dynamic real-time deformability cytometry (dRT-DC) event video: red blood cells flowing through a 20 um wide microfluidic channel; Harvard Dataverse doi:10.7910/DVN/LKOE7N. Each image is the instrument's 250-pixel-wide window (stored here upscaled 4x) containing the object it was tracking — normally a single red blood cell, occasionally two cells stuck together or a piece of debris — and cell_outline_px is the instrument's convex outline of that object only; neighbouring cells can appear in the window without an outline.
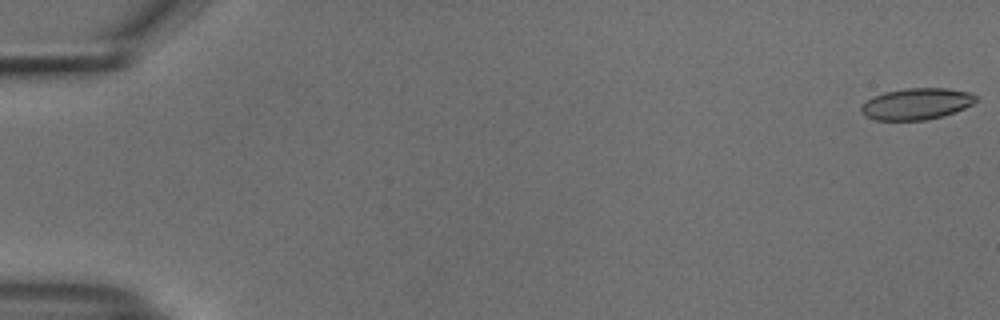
{"species": "common noctule bat (a hibernating species)", "species_latin": "Nyctalus noctula", "temperature_condition": "cold", "stored_images_in_passage": 54, "camera_frame_rate_fps": 3000, "um_per_image_px": 0.085, "animal": {"sex": "male", "body_mass_g": 18.8}, "frame": {"image": 1, "passage_image": 1, "time_ms": 0.0, "image_size_px": [1000, 320], "cell_outline_px": [[976, 100], [972, 104], [956, 112], [944, 116], [924, 120], [876, 120], [864, 116], [860, 112], [860, 108], [872, 96], [884, 92], [904, 88], [944, 88], [968, 92], [976, 96]], "centroid_in_image_um": [77.87, 8.83], "position_along_channel_um": 7.1, "area_um2": 21.04}}
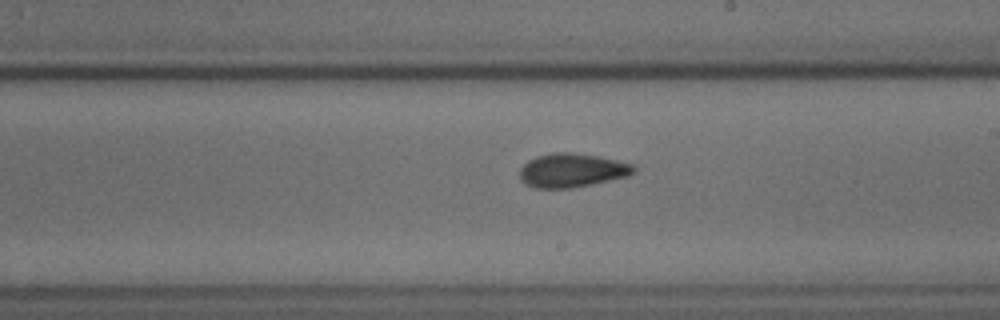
{"frame": {"image": 2, "passage_image": 32, "time_ms": 10.333, "image_size_px": [1000, 320], "cell_outline_px": [[636, 172], [628, 176], [592, 184], [568, 188], [536, 188], [520, 180], [520, 168], [528, 160], [536, 156], [552, 152], [572, 152], [600, 156], [636, 164]], "centroid_in_image_um": [48.66, 14.46], "position_along_channel_um": 240.3, "area_um2": 22.72}}
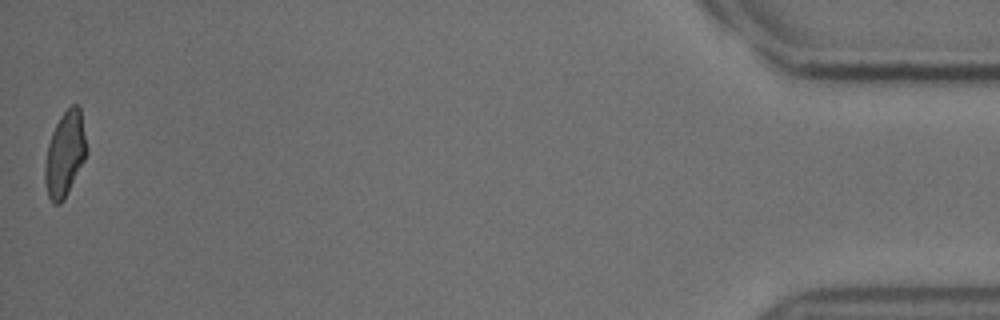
{"frame": {"image": 3, "passage_image": 54, "time_ms": 17.667, "image_size_px": [1000, 320], "cell_outline_px": [[88, 152], [64, 200], [60, 204], [52, 204], [48, 196], [44, 180], [44, 168], [48, 144], [52, 132], [60, 116], [72, 104], [76, 104], [80, 108], [88, 148]], "centroid_in_image_um": [5.52, 13.1], "position_along_channel_um": 429.7, "area_um2": 20.69}, "authors_computed_cell_mechanics": {"area_um2": 21.7328, "velocity_mm_per_s": 3.7719, "shape_relaxation_time_tau1_ms": 4.0088, "shape_relaxation_time_tau2_ms": 2.044, "deformation_change_tau1": 0.1178, "deformation_change_tau2": 0.0606}}